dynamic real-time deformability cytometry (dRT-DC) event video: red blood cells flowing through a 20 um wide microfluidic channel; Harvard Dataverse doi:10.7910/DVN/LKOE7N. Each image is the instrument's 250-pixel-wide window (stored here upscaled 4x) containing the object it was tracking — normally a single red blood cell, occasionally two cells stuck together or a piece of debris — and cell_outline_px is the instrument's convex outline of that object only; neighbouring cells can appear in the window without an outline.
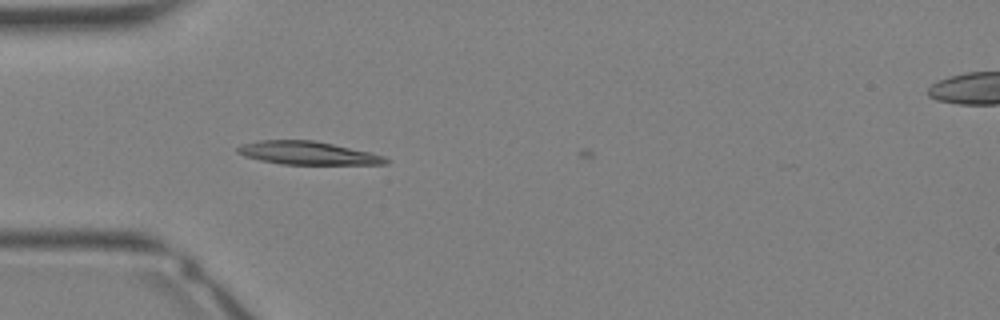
{"species": "Egyptian fruit bat (a non-hibernating species)", "species_latin": "Rousettus aegyptiacus", "temperature_condition": "warm", "stored_images_in_passage": 7, "camera_frame_rate_fps": 3000, "um_per_image_px": 0.085, "animal": {"sex": "female"}, "frame": {"image": 1, "passage_image": 2, "time_ms": 0.333, "image_size_px": [1000, 320], "cell_outline_px": [[392, 160], [388, 164], [280, 164], [260, 160], [244, 156], [236, 152], [236, 148], [240, 144], [260, 140], [312, 140], [372, 152], [384, 156]], "centroid_in_image_um": [26.16, 13.01], "position_along_channel_um": 58.8, "area_um2": 20.11}}
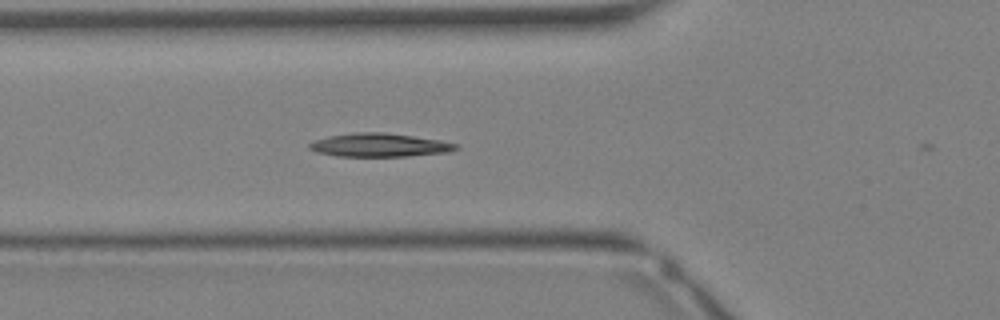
{"frame": {"image": 2, "passage_image": 4, "time_ms": 1.0, "image_size_px": [1000, 320], "cell_outline_px": [[460, 148], [448, 152], [408, 156], [336, 156], [316, 152], [308, 148], [308, 144], [312, 140], [328, 136], [356, 132], [384, 132], [440, 140], [456, 144]], "centroid_in_image_um": [32.2, 12.33], "position_along_channel_um": 93.6, "area_um2": 20.06}}
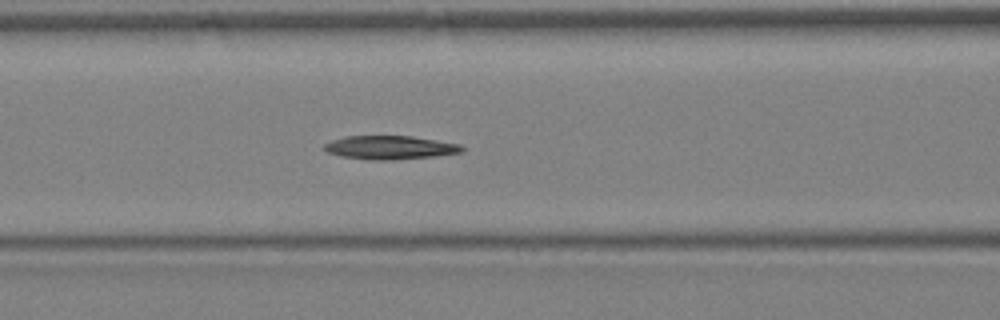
{"frame": {"image": 3, "passage_image": 6, "time_ms": 1.667, "image_size_px": [1000, 320], "cell_outline_px": [[464, 152], [436, 156], [392, 160], [372, 160], [340, 156], [328, 152], [324, 148], [324, 144], [332, 140], [344, 136], [412, 136], [460, 144], [464, 148]], "centroid_in_image_um": [33.17, 12.54], "position_along_channel_um": 133.4, "area_um2": 18.96}}